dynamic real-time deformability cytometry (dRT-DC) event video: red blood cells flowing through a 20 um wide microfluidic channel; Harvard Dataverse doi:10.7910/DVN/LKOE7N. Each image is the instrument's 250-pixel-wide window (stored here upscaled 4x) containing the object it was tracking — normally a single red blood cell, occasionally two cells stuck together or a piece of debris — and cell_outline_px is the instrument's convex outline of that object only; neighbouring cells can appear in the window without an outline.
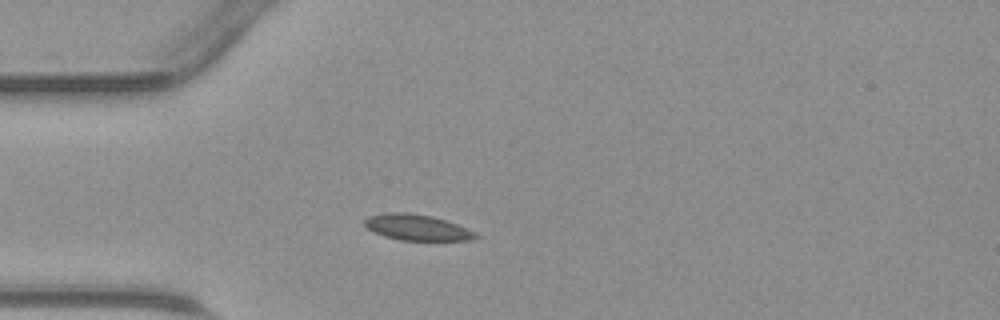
{"species": "common noctule bat (a hibernating species)", "species_latin": "Nyctalus noctula", "temperature_condition": "warm", "stored_images_in_passage": 42, "camera_frame_rate_fps": 3000, "um_per_image_px": 0.085, "animal": {"sex": "male", "body_mass_g": 23.1, "forearm_length_mm": 52.7}, "frame": {"image": 1, "passage_image": 9, "time_ms": 2.667, "image_size_px": [1000, 320], "cell_outline_px": [[480, 236], [468, 240], [400, 240], [384, 236], [372, 232], [364, 224], [364, 220], [368, 216], [388, 212], [408, 212], [432, 216], [456, 224], [476, 232]], "centroid_in_image_um": [35.41, 19.32], "position_along_channel_um": 49.6, "area_um2": 16.7}}
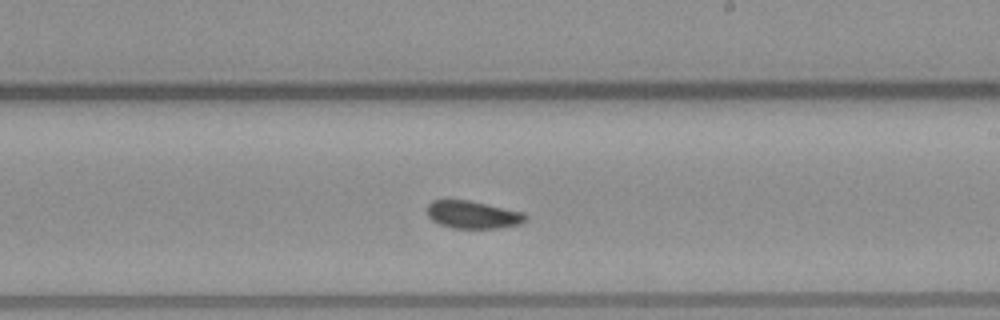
{"frame": {"image": 2, "passage_image": 23, "time_ms": 7.333, "image_size_px": [1000, 320], "cell_outline_px": [[528, 216], [520, 224], [500, 228], [452, 228], [440, 224], [432, 220], [428, 216], [428, 204], [432, 200], [468, 200], [524, 212]], "centroid_in_image_um": [40.2, 18.25], "position_along_channel_um": 248.8, "area_um2": 15.78}}
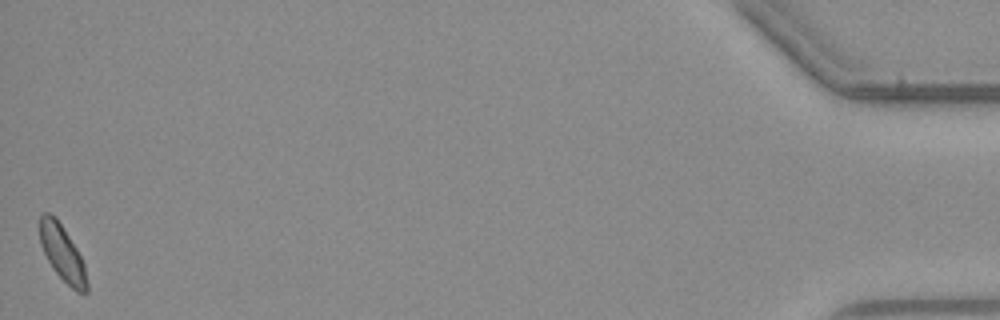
{"frame": {"image": 3, "passage_image": 42, "time_ms": 13.667, "image_size_px": [1000, 320], "cell_outline_px": [[88, 292], [76, 292], [52, 268], [40, 244], [40, 216], [44, 212], [48, 212], [56, 216], [76, 248], [84, 264], [88, 284]], "centroid_in_image_um": [5.3, 21.5], "position_along_channel_um": 429.9, "area_um2": 15.14}}